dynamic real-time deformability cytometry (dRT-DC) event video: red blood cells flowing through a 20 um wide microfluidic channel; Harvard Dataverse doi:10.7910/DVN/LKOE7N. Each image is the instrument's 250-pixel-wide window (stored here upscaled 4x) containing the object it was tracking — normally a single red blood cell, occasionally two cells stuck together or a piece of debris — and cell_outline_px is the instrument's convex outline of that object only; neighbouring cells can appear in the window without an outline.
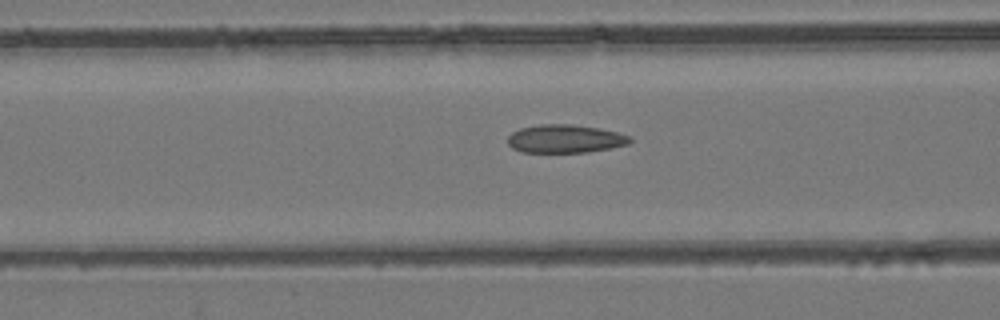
{"species": "common noctule bat (a hibernating species)", "species_latin": "Nyctalus noctula", "temperature_condition": "room temperature", "stored_images_in_passage": 35, "camera_frame_rate_fps": 3000, "um_per_image_px": 0.085, "animal": {"sex": "female", "body_mass_g": 24.6, "forearm_length_mm": 56.2}, "frame": {"image": 1, "passage_image": 12, "time_ms": 3.667, "image_size_px": [1000, 320], "cell_outline_px": [[632, 140], [628, 144], [612, 148], [588, 152], [520, 152], [512, 148], [508, 144], [508, 136], [512, 132], [520, 128], [540, 124], [572, 124], [600, 128], [632, 136]], "centroid_in_image_um": [48.04, 11.79], "position_along_channel_um": 118.6, "area_um2": 20.29}}
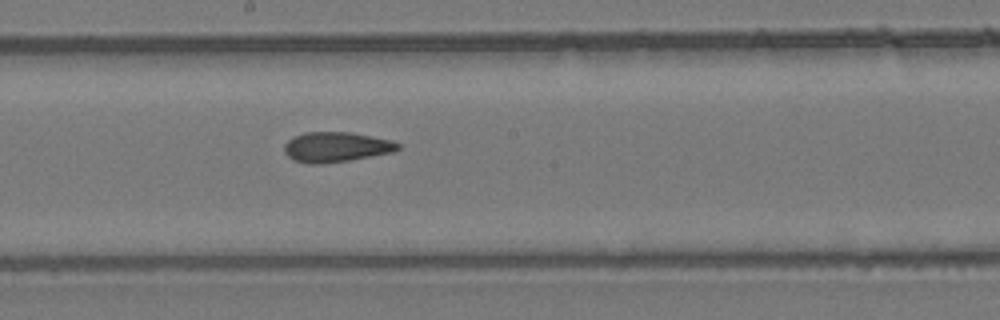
{"frame": {"image": 2, "passage_image": 20, "time_ms": 6.333, "image_size_px": [1000, 320], "cell_outline_px": [[400, 148], [392, 152], [348, 160], [320, 164], [308, 164], [292, 160], [284, 152], [284, 144], [288, 140], [304, 132], [348, 132], [372, 136], [392, 140], [400, 144]], "centroid_in_image_um": [28.54, 12.5], "position_along_channel_um": 219.7, "area_um2": 19.83}}
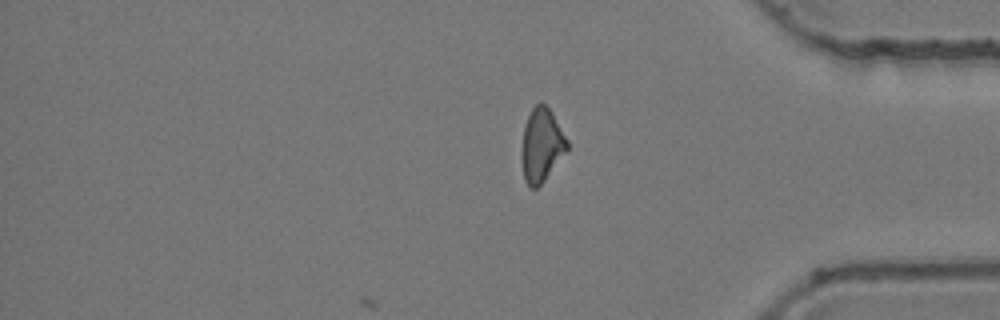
{"frame": {"image": 3, "passage_image": 35, "time_ms": 11.333, "image_size_px": [1000, 320], "cell_outline_px": [[568, 148], [544, 180], [536, 188], [528, 188], [524, 180], [524, 128], [528, 116], [532, 108], [540, 100], [552, 112], [568, 140]], "centroid_in_image_um": [46.07, 12.3], "position_along_channel_um": 389.1, "area_um2": 18.73}, "authors_computed_cell_mechanics": {"area_um2": 19.8254, "velocity_mm_per_s": 3.7846, "shape_relaxation_time_tau1_ms": null, "shape_relaxation_time_tau2_ms": 2.5177, "deformation_change_tau1": null, "deformation_change_tau2": 0.0785}}